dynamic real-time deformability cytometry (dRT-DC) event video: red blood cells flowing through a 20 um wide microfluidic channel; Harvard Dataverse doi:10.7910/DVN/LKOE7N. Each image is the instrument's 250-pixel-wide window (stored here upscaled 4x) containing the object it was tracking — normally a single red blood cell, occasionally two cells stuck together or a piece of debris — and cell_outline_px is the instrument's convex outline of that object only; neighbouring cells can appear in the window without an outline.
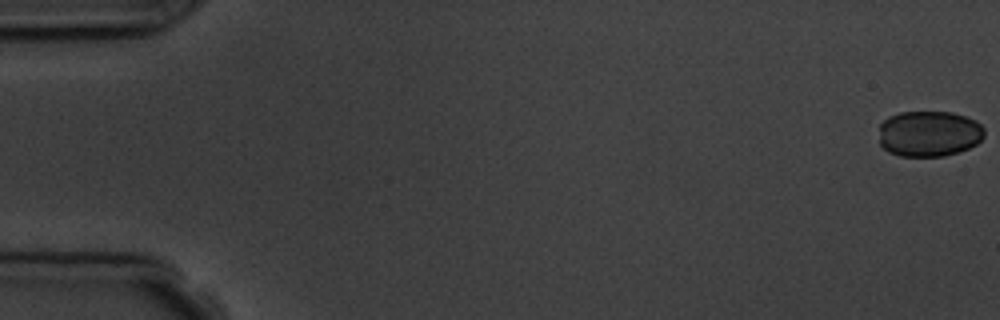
{"species": "common noctule bat (a hibernating species)", "species_latin": "Nyctalus noctula", "temperature_condition": "room temperature", "stored_images_in_passage": 6, "camera_frame_rate_fps": 3000, "um_per_image_px": 0.085, "animal": {"sex": "male", "body_mass_g": 19.5, "forearm_length_mm": 54.6}, "frame": {"image": 1, "passage_image": 1, "time_ms": 0.0, "image_size_px": [1000, 320], "cell_outline_px": [[984, 136], [976, 144], [968, 148], [944, 156], [900, 156], [888, 152], [880, 144], [880, 124], [888, 116], [900, 112], [952, 112], [976, 120], [984, 128]], "centroid_in_image_um": [78.96, 11.35], "position_along_channel_um": 6.0, "area_um2": 28.21}}